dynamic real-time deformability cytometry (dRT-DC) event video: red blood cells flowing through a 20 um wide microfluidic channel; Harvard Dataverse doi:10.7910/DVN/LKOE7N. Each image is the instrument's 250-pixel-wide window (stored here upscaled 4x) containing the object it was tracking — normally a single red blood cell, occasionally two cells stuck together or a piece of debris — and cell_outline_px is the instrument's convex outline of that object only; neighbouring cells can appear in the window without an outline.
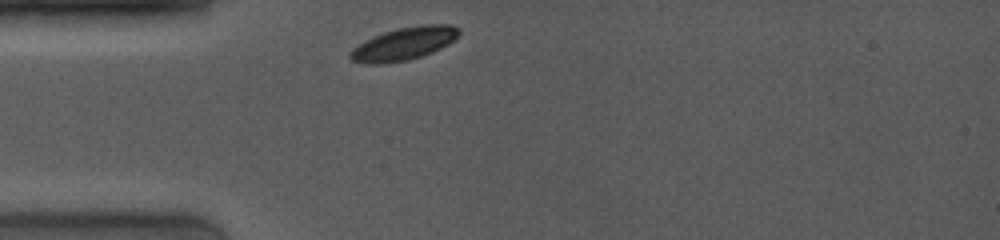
{"species": "common noctule bat (a hibernating species)", "species_latin": "Nyctalus noctula", "temperature_condition": "room temperature", "stored_images_in_passage": 3, "camera_frame_rate_fps": 4000, "um_per_image_px": 0.085, "animal": {"sex": "female", "body_mass_g": 19.0, "forearm_length_mm": 53.3}, "frame": {"image": 1, "passage_image": 1, "time_ms": 0.0, "image_size_px": [1000, 240], "cell_outline_px": [[460, 32], [448, 44], [432, 52], [408, 60], [380, 64], [368, 64], [352, 60], [348, 56], [348, 52], [352, 48], [364, 40], [384, 32], [396, 28], [428, 24], [448, 24], [456, 28]], "centroid_in_image_um": [34.27, 3.72], "position_along_channel_um": 50.7, "area_um2": 20.58}}